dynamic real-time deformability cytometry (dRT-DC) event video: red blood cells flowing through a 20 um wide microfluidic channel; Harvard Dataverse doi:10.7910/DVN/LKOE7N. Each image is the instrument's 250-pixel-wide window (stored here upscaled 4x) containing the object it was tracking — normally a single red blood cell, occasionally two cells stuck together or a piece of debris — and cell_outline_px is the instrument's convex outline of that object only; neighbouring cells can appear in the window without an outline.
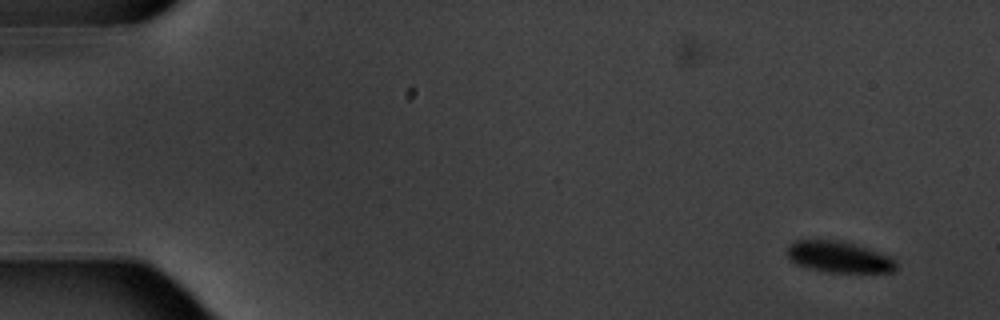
{"species": "common noctule bat (a hibernating species)", "species_latin": "Nyctalus noctula", "temperature_condition": "warm", "stored_images_in_passage": 5, "camera_frame_rate_fps": 3000, "um_per_image_px": 0.085, "animal": {"sex": "male", "body_mass_g": 20.1, "forearm_length_mm": 53.5}, "frame": {"image": 1, "passage_image": 1, "time_ms": 0.0, "image_size_px": [1000, 320], "cell_outline_px": [[896, 268], [892, 272], [824, 272], [808, 268], [796, 264], [788, 260], [788, 244], [796, 240], [840, 240], [868, 248], [892, 256], [896, 260]], "centroid_in_image_um": [71.3, 21.84], "position_along_channel_um": 13.7, "area_um2": 20.06}}